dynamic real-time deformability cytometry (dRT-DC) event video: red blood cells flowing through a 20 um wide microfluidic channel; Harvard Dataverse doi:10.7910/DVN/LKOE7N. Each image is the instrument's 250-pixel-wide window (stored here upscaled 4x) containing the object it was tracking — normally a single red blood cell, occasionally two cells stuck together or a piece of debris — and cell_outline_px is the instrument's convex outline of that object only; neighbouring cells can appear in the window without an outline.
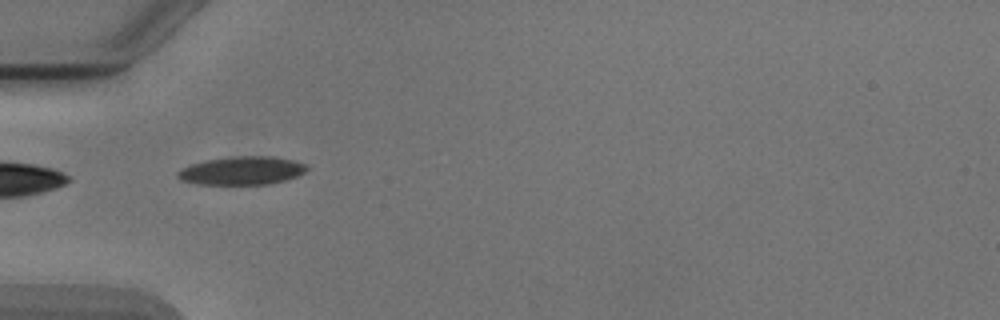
{"species": "Egyptian fruit bat (a non-hibernating species)", "species_latin": "Rousettus aegyptiacus", "temperature_condition": "cold", "stored_images_in_passage": 6, "camera_frame_rate_fps": 3000, "um_per_image_px": 0.085, "animal": {"sex": "male"}, "frame": {"image": 1, "passage_image": 3, "time_ms": 2.333, "image_size_px": [1000, 320], "cell_outline_px": [[308, 168], [304, 172], [296, 176], [284, 180], [268, 184], [200, 184], [184, 180], [176, 176], [176, 172], [180, 168], [204, 160], [236, 156], [276, 156], [292, 160], [304, 164]], "centroid_in_image_um": [20.54, 14.49], "position_along_channel_um": 64.5, "area_um2": 21.1}}
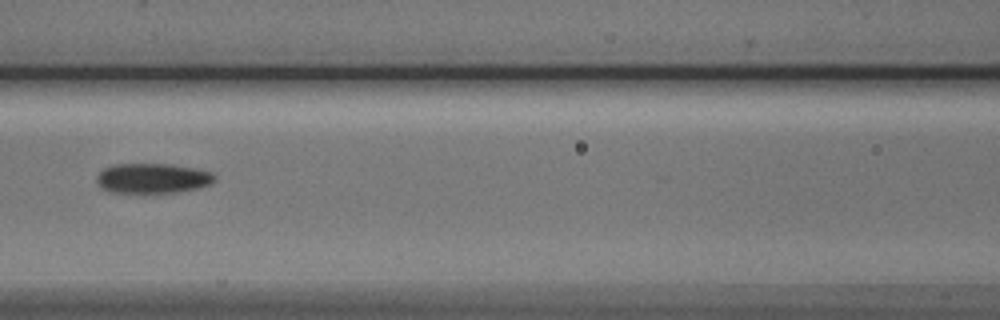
{"frame": {"image": 2, "passage_image": 5, "time_ms": 4.667, "image_size_px": [1000, 320], "cell_outline_px": [[216, 180], [208, 184], [196, 188], [176, 192], [108, 192], [100, 188], [96, 184], [96, 176], [104, 168], [116, 164], [168, 164], [192, 168], [212, 172], [216, 176]], "centroid_in_image_um": [12.92, 15.15], "position_along_channel_um": 153.7, "area_um2": 20.46}}
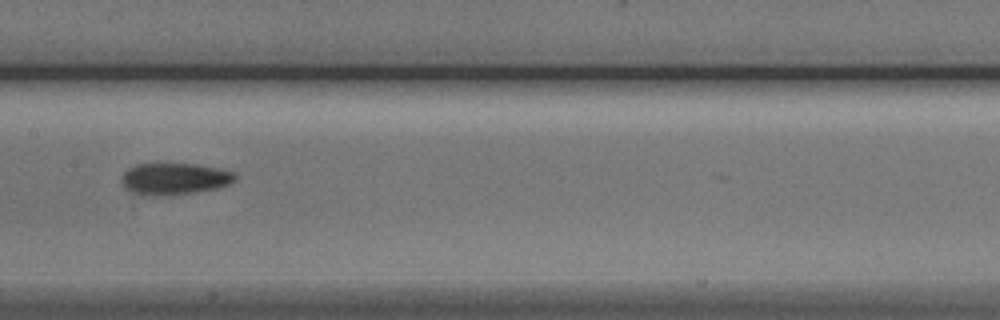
{"frame": {"image": 3, "passage_image": 6, "time_ms": 5.667, "image_size_px": [1000, 320], "cell_outline_px": [[236, 180], [220, 188], [192, 192], [140, 196], [132, 192], [120, 180], [124, 172], [128, 168], [136, 164], [196, 164], [216, 168], [232, 172], [236, 176]], "centroid_in_image_um": [14.81, 15.19], "position_along_channel_um": 192.6, "area_um2": 20.58}}